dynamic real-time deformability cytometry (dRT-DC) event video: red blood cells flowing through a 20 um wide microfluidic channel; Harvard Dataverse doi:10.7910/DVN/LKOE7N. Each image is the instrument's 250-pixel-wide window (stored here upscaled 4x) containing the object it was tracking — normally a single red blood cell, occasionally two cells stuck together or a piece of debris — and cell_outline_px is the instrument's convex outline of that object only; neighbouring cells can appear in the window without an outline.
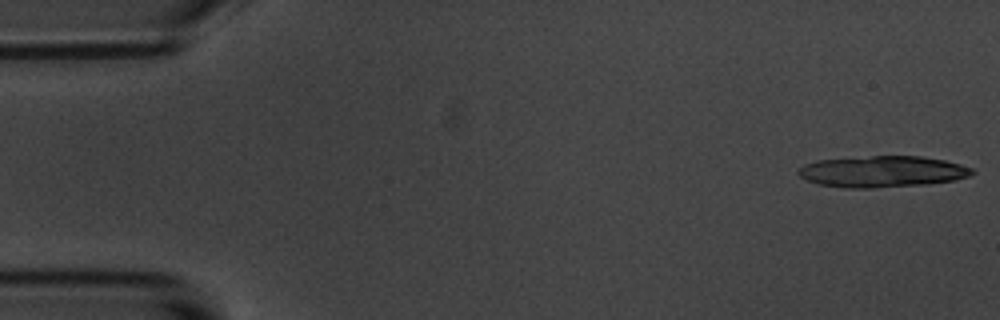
{"species": "common noctule bat (a hibernating species)", "species_latin": "Nyctalus noctula", "temperature_condition": "room temperature", "stored_images_in_passage": 4, "camera_frame_rate_fps": 3000, "um_per_image_px": 0.085, "animal": {"sex": "male", "body_mass_g": 20.1, "forearm_length_mm": 53.5}, "frame": {"image": 1, "passage_image": 1, "time_ms": 0.0, "image_size_px": [1000, 320], "cell_outline_px": [[976, 172], [968, 176], [952, 180], [924, 184], [872, 188], [848, 188], [820, 184], [808, 180], [800, 176], [796, 172], [804, 164], [816, 160], [872, 156], [920, 156], [944, 160], [960, 164], [972, 168]], "centroid_in_image_um": [74.99, 14.57], "position_along_channel_um": 10.0, "area_um2": 31.44}}